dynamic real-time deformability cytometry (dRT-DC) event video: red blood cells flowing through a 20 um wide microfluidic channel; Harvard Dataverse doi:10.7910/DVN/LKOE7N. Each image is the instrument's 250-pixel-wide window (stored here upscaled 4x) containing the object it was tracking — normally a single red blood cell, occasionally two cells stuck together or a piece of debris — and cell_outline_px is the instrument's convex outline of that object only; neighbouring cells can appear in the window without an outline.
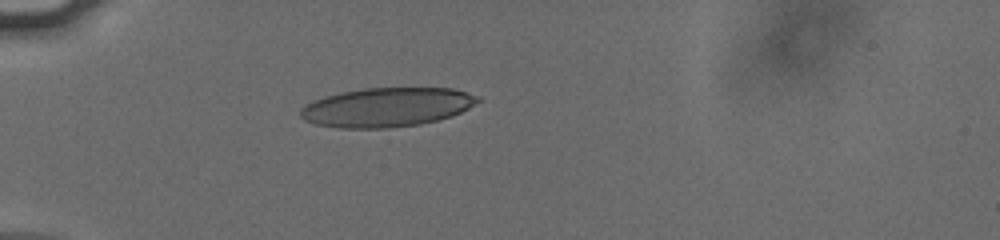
{"species": "human", "species_latin": "Homo sapiens", "temperature_condition": "cold", "stored_images_in_passage": 39, "camera_frame_rate_fps": 3000, "um_per_image_px": 0.085, "donor": {"sex": "male"}, "frame": {"image": 1, "passage_image": 1, "time_ms": 0.0, "image_size_px": [1000, 240], "cell_outline_px": [[480, 100], [468, 108], [452, 116], [420, 124], [388, 128], [340, 128], [316, 124], [304, 120], [300, 116], [300, 108], [324, 96], [340, 92], [364, 88], [452, 88], [480, 96]], "centroid_in_image_um": [32.87, 9.11], "position_along_channel_um": 52.1, "area_um2": 40.34}}
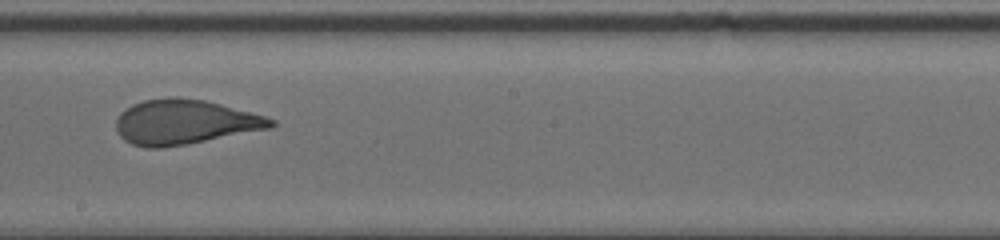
{"frame": {"image": 2, "passage_image": 17, "time_ms": 5.333, "image_size_px": [1000, 240], "cell_outline_px": [[276, 124], [272, 128], [188, 144], [160, 148], [148, 148], [132, 144], [124, 140], [116, 132], [116, 120], [120, 112], [132, 104], [144, 100], [168, 96], [176, 96], [204, 100], [220, 104], [264, 116], [276, 120]], "centroid_in_image_um": [15.67, 10.37], "position_along_channel_um": 232.5, "area_um2": 40.58}}
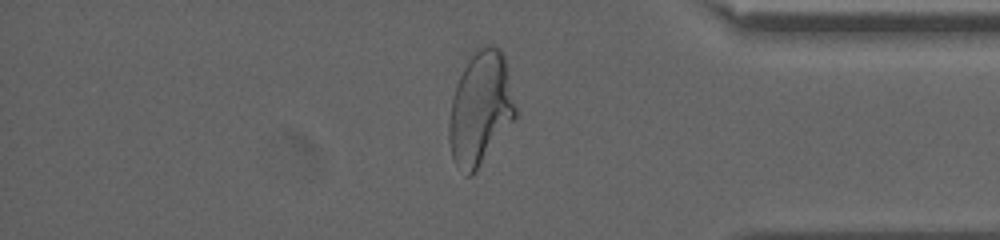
{"frame": {"image": 3, "passage_image": 31, "time_ms": 10.0, "image_size_px": [1000, 240], "cell_outline_px": [[516, 116], [476, 172], [472, 176], [464, 176], [456, 168], [452, 156], [448, 140], [448, 124], [452, 100], [460, 76], [464, 68], [476, 48], [488, 44], [492, 44], [500, 48], [504, 56], [516, 108]], "centroid_in_image_um": [40.81, 9.26], "position_along_channel_um": 394.4, "area_um2": 43.75}, "authors_computed_cell_mechanics": {"area_um2": 40.9802, "velocity_mm_per_s": 3.8029, "shape_relaxation_time_tau1_ms": 5.6415, "shape_relaxation_time_tau2_ms": 0.8605, "deformation_change_tau1": 0.2239, "deformation_change_tau2": 0.0915}}